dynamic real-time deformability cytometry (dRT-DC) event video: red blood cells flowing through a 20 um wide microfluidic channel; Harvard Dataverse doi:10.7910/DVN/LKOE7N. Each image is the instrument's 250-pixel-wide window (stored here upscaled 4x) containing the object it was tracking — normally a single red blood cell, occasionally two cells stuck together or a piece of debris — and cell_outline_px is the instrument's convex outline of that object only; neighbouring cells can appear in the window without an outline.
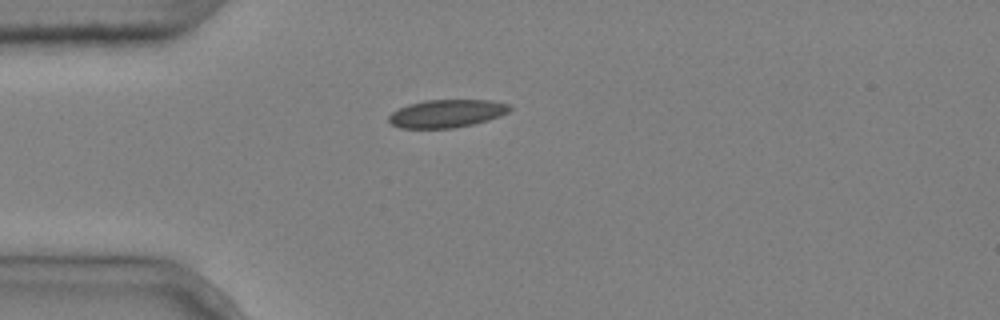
{"species": "common noctule bat (a hibernating species)", "species_latin": "Nyctalus noctula", "temperature_condition": "cold", "stored_images_in_passage": 2, "camera_frame_rate_fps": 3000, "um_per_image_px": 0.085, "animal": {"sex": "male", "body_mass_g": 20.4}, "frame": {"image": 1, "passage_image": 2, "time_ms": 0.333, "image_size_px": [1000, 320], "cell_outline_px": [[512, 108], [508, 112], [500, 116], [488, 120], [472, 124], [452, 128], [400, 128], [392, 124], [388, 120], [388, 116], [392, 112], [408, 104], [424, 100], [492, 100], [512, 104]], "centroid_in_image_um": [38.0, 9.64], "position_along_channel_um": 47.0, "area_um2": 19.77}}